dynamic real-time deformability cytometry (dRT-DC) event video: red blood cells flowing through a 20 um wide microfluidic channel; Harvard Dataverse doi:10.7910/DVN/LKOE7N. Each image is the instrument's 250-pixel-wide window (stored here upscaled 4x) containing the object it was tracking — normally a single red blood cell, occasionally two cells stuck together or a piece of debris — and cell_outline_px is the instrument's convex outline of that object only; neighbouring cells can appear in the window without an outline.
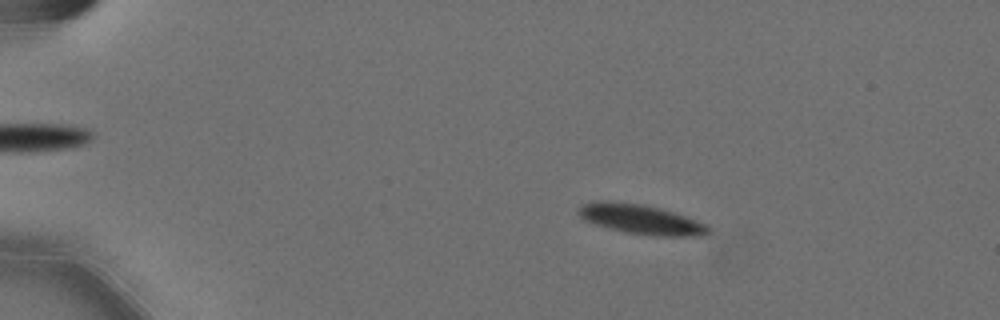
{"species": "Egyptian fruit bat (a non-hibernating species)", "species_latin": "Rousettus aegyptiacus", "temperature_condition": "cold", "stored_images_in_passage": 20, "camera_frame_rate_fps": 3000, "um_per_image_px": 0.085, "animal": {"sex": "female"}, "frame": {"image": 1, "passage_image": 11, "time_ms": 3.333, "image_size_px": [1000, 320], "cell_outline_px": [[712, 232], [704, 236], [652, 236], [624, 232], [608, 228], [584, 220], [576, 212], [584, 204], [596, 200], [608, 200], [644, 204], [660, 208], [708, 224], [712, 228]], "centroid_in_image_um": [54.51, 18.65], "position_along_channel_um": 30.5, "area_um2": 22.77}}